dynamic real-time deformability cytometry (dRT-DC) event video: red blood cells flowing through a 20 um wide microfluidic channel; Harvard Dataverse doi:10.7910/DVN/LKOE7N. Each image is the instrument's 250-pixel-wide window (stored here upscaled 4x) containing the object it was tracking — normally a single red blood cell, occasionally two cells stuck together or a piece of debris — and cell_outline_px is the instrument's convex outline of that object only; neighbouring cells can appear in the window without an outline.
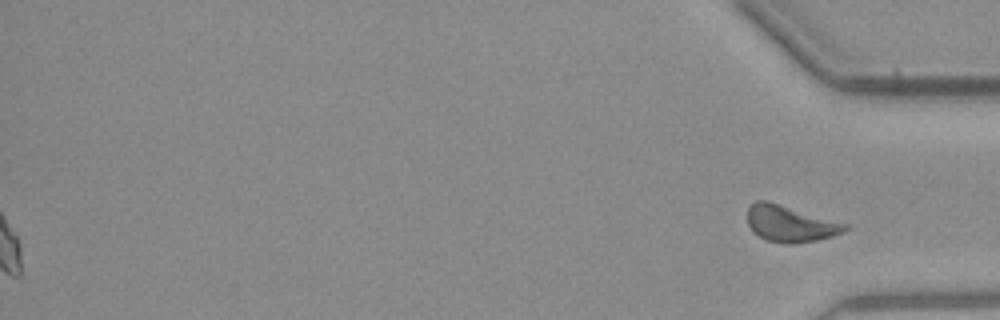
{"species": "common noctule bat (a hibernating species)", "species_latin": "Nyctalus noctula", "temperature_condition": "warm", "stored_images_in_passage": 45, "segment_of_instrument_passage": [2, 2], "camera_frame_rate_fps": 3000, "um_per_image_px": 0.085, "animal": {"sex": "male", "body_mass_g": 23.1, "forearm_length_mm": 52.7}, "frame": {"image": 1, "passage_image": 45, "time_ms": 14.667, "image_size_px": [1000, 320], "cell_outline_px": [[848, 228], [844, 232], [832, 236], [816, 240], [796, 244], [784, 244], [764, 240], [752, 232], [748, 224], [748, 208], [756, 200], [768, 200], [848, 224]], "centroid_in_image_um": [67.14, 19.02], "position_along_channel_um": 368.1, "area_um2": 20.92}}